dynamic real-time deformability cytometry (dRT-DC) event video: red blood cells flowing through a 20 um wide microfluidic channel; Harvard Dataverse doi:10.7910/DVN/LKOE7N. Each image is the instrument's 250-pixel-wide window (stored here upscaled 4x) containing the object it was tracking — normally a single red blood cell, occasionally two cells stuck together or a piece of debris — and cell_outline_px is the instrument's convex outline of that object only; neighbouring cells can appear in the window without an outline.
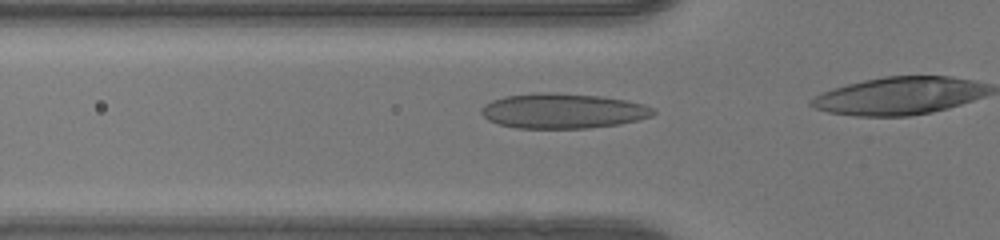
{"species": "human", "species_latin": "Homo sapiens", "temperature_condition": "warm", "stored_images_in_passage": 9, "camera_frame_rate_fps": 3000, "um_per_image_px": 0.085, "donor": {"sex": "female"}, "frame": {"image": 1, "passage_image": 4, "time_ms": 1.0, "image_size_px": [1000, 240], "cell_outline_px": [[656, 112], [652, 116], [636, 120], [616, 124], [588, 128], [516, 128], [500, 124], [488, 120], [480, 112], [480, 108], [484, 104], [492, 100], [504, 96], [544, 92], [548, 92], [600, 96], [624, 100], [644, 104], [652, 108]], "centroid_in_image_um": [47.8, 9.42], "position_along_channel_um": 78.0, "area_um2": 34.85}}
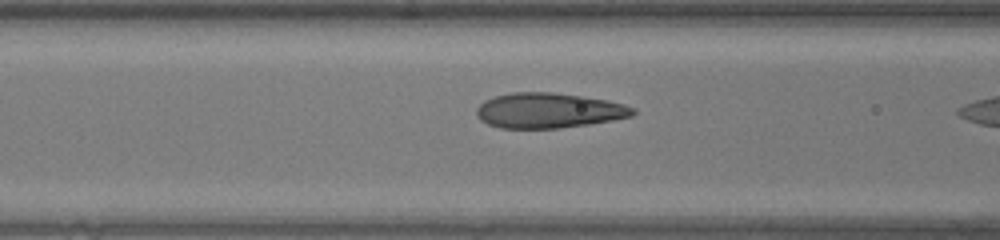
{"frame": {"image": 2, "passage_image": 7, "time_ms": 2.0, "image_size_px": [1000, 240], "cell_outline_px": [[636, 112], [632, 116], [612, 120], [588, 124], [560, 128], [500, 128], [488, 124], [480, 120], [476, 116], [476, 108], [484, 100], [496, 96], [512, 92], [552, 92], [584, 96], [608, 100], [624, 104], [636, 108]], "centroid_in_image_um": [46.64, 9.39], "position_along_channel_um": 120.0, "area_um2": 32.19}}